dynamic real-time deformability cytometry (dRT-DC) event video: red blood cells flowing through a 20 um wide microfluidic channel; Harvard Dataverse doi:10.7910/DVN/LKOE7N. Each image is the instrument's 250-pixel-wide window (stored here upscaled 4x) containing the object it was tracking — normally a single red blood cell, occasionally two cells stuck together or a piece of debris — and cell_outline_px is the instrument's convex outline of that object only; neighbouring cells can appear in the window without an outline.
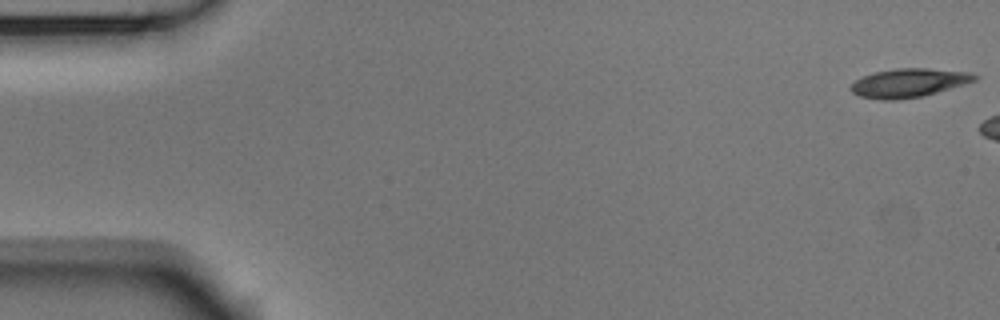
{"species": "Egyptian fruit bat (a non-hibernating species)", "species_latin": "Rousettus aegyptiacus", "temperature_condition": "room temperature", "stored_images_in_passage": 6, "camera_frame_rate_fps": 3000, "um_per_image_px": 0.085, "animal": {"sex": "male"}, "frame": {"image": 1, "passage_image": 1, "time_ms": 0.0, "image_size_px": [1000, 320], "cell_outline_px": [[980, 76], [976, 80], [924, 96], [896, 100], [884, 100], [860, 96], [852, 92], [852, 84], [856, 80], [872, 72], [896, 68], [928, 68], [968, 72]], "centroid_in_image_um": [77.25, 7.04], "position_along_channel_um": 7.7, "area_um2": 20.58}}